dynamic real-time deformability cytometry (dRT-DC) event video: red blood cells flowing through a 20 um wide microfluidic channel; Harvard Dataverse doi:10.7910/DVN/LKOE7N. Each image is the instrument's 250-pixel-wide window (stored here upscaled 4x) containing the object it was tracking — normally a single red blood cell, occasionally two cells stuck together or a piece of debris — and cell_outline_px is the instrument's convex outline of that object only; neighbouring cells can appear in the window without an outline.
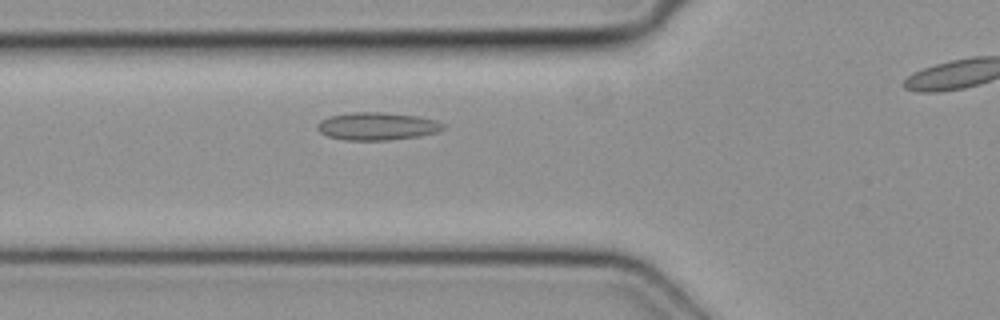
{"species": "common noctule bat (a hibernating species)", "species_latin": "Nyctalus noctula", "temperature_condition": "cold", "stored_images_in_passage": 33, "segment_of_instrument_passage": [1, 2], "camera_frame_rate_fps": 3000, "um_per_image_px": 0.085, "animal": {"sex": "female", "body_mass_g": 19.3, "forearm_length_mm": 54.1}, "frame": {"image": 1, "passage_image": 9, "time_ms": 2.667, "image_size_px": [1000, 320], "cell_outline_px": [[444, 128], [440, 132], [416, 136], [388, 140], [344, 140], [328, 136], [320, 132], [316, 128], [316, 124], [320, 120], [328, 116], [352, 112], [384, 112], [416, 116], [436, 120], [444, 124]], "centroid_in_image_um": [32.02, 10.72], "position_along_channel_um": 93.8, "area_um2": 20.4}}
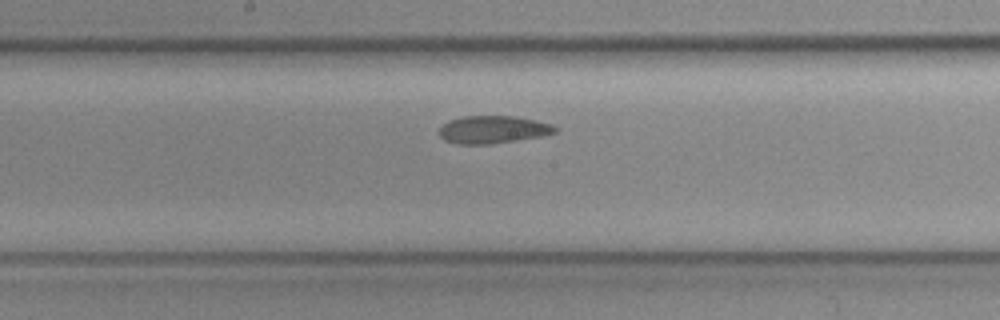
{"frame": {"image": 2, "passage_image": 17, "time_ms": 5.333, "image_size_px": [1000, 320], "cell_outline_px": [[556, 132], [544, 136], [488, 144], [456, 144], [444, 140], [440, 136], [440, 128], [448, 120], [464, 116], [516, 116], [536, 120], [552, 124], [556, 128]], "centroid_in_image_um": [41.9, 11.01], "position_along_channel_um": 206.3, "area_um2": 18.67}}
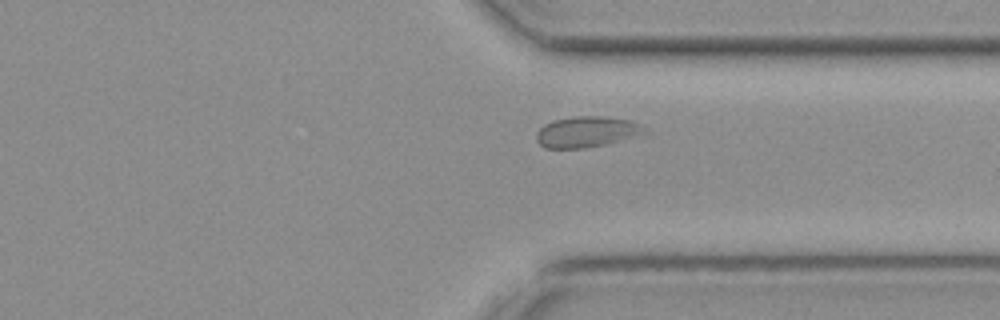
{"frame": {"image": 3, "passage_image": 28, "time_ms": 9.0, "image_size_px": [1000, 320], "cell_outline_px": [[644, 128], [640, 132], [604, 144], [584, 148], [544, 148], [536, 140], [536, 132], [544, 124], [552, 120], [572, 116], [608, 116], [628, 120]], "centroid_in_image_um": [49.68, 11.19], "position_along_channel_um": 361.7, "area_um2": 18.79}}